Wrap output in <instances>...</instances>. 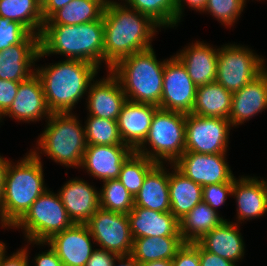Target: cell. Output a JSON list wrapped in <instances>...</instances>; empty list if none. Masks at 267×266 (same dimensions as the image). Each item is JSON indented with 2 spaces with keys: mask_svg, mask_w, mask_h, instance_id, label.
I'll return each mask as SVG.
<instances>
[{
  "mask_svg": "<svg viewBox=\"0 0 267 266\" xmlns=\"http://www.w3.org/2000/svg\"><path fill=\"white\" fill-rule=\"evenodd\" d=\"M102 18L106 70L123 58L151 48L157 28H162L150 16L127 7L124 2H106Z\"/></svg>",
  "mask_w": 267,
  "mask_h": 266,
  "instance_id": "obj_1",
  "label": "cell"
},
{
  "mask_svg": "<svg viewBox=\"0 0 267 266\" xmlns=\"http://www.w3.org/2000/svg\"><path fill=\"white\" fill-rule=\"evenodd\" d=\"M39 48L36 60L59 54L66 59L89 62L99 68L101 63H105L103 18L79 25H43Z\"/></svg>",
  "mask_w": 267,
  "mask_h": 266,
  "instance_id": "obj_2",
  "label": "cell"
},
{
  "mask_svg": "<svg viewBox=\"0 0 267 266\" xmlns=\"http://www.w3.org/2000/svg\"><path fill=\"white\" fill-rule=\"evenodd\" d=\"M23 157L16 165L10 160L6 169L0 208L3 228H12L48 188L44 184L41 155H34L30 151Z\"/></svg>",
  "mask_w": 267,
  "mask_h": 266,
  "instance_id": "obj_3",
  "label": "cell"
},
{
  "mask_svg": "<svg viewBox=\"0 0 267 266\" xmlns=\"http://www.w3.org/2000/svg\"><path fill=\"white\" fill-rule=\"evenodd\" d=\"M96 65L80 60L64 59L55 64L39 66V76L47 106L51 113L72 112L76 103L87 94L90 83L98 74Z\"/></svg>",
  "mask_w": 267,
  "mask_h": 266,
  "instance_id": "obj_4",
  "label": "cell"
},
{
  "mask_svg": "<svg viewBox=\"0 0 267 266\" xmlns=\"http://www.w3.org/2000/svg\"><path fill=\"white\" fill-rule=\"evenodd\" d=\"M158 61L153 47L123 58L111 69L127 100L159 106L165 62Z\"/></svg>",
  "mask_w": 267,
  "mask_h": 266,
  "instance_id": "obj_5",
  "label": "cell"
},
{
  "mask_svg": "<svg viewBox=\"0 0 267 266\" xmlns=\"http://www.w3.org/2000/svg\"><path fill=\"white\" fill-rule=\"evenodd\" d=\"M47 120L36 142L37 149L30 151L34 155L43 153L66 168H80L87 147L85 126L73 112L52 113Z\"/></svg>",
  "mask_w": 267,
  "mask_h": 266,
  "instance_id": "obj_6",
  "label": "cell"
},
{
  "mask_svg": "<svg viewBox=\"0 0 267 266\" xmlns=\"http://www.w3.org/2000/svg\"><path fill=\"white\" fill-rule=\"evenodd\" d=\"M185 123L186 114L158 108L146 139L135 152L159 164H173L185 152Z\"/></svg>",
  "mask_w": 267,
  "mask_h": 266,
  "instance_id": "obj_7",
  "label": "cell"
},
{
  "mask_svg": "<svg viewBox=\"0 0 267 266\" xmlns=\"http://www.w3.org/2000/svg\"><path fill=\"white\" fill-rule=\"evenodd\" d=\"M73 224L59 194L47 189L12 228L24 230L28 241L46 242Z\"/></svg>",
  "mask_w": 267,
  "mask_h": 266,
  "instance_id": "obj_8",
  "label": "cell"
},
{
  "mask_svg": "<svg viewBox=\"0 0 267 266\" xmlns=\"http://www.w3.org/2000/svg\"><path fill=\"white\" fill-rule=\"evenodd\" d=\"M265 59L244 45L225 44L218 51L216 82L230 92L242 89L266 69Z\"/></svg>",
  "mask_w": 267,
  "mask_h": 266,
  "instance_id": "obj_9",
  "label": "cell"
},
{
  "mask_svg": "<svg viewBox=\"0 0 267 266\" xmlns=\"http://www.w3.org/2000/svg\"><path fill=\"white\" fill-rule=\"evenodd\" d=\"M231 126L225 118L186 114L185 151L200 154L227 153Z\"/></svg>",
  "mask_w": 267,
  "mask_h": 266,
  "instance_id": "obj_10",
  "label": "cell"
},
{
  "mask_svg": "<svg viewBox=\"0 0 267 266\" xmlns=\"http://www.w3.org/2000/svg\"><path fill=\"white\" fill-rule=\"evenodd\" d=\"M99 249L117 255H130L133 238L127 214L99 208L85 223Z\"/></svg>",
  "mask_w": 267,
  "mask_h": 266,
  "instance_id": "obj_11",
  "label": "cell"
},
{
  "mask_svg": "<svg viewBox=\"0 0 267 266\" xmlns=\"http://www.w3.org/2000/svg\"><path fill=\"white\" fill-rule=\"evenodd\" d=\"M197 86L186 67L174 55L165 62L160 109L184 114L192 113Z\"/></svg>",
  "mask_w": 267,
  "mask_h": 266,
  "instance_id": "obj_12",
  "label": "cell"
},
{
  "mask_svg": "<svg viewBox=\"0 0 267 266\" xmlns=\"http://www.w3.org/2000/svg\"><path fill=\"white\" fill-rule=\"evenodd\" d=\"M173 165L193 182L203 186L234 183V174L226 160V153L200 154L185 151Z\"/></svg>",
  "mask_w": 267,
  "mask_h": 266,
  "instance_id": "obj_13",
  "label": "cell"
},
{
  "mask_svg": "<svg viewBox=\"0 0 267 266\" xmlns=\"http://www.w3.org/2000/svg\"><path fill=\"white\" fill-rule=\"evenodd\" d=\"M92 238V240H91ZM94 239L86 224H73L65 230L54 234L46 242L28 241L39 246L50 245L63 266H85L95 250Z\"/></svg>",
  "mask_w": 267,
  "mask_h": 266,
  "instance_id": "obj_14",
  "label": "cell"
},
{
  "mask_svg": "<svg viewBox=\"0 0 267 266\" xmlns=\"http://www.w3.org/2000/svg\"><path fill=\"white\" fill-rule=\"evenodd\" d=\"M51 114L46 103L42 82L34 73L19 83L15 99L2 116L30 123L42 121V118L48 119Z\"/></svg>",
  "mask_w": 267,
  "mask_h": 266,
  "instance_id": "obj_15",
  "label": "cell"
},
{
  "mask_svg": "<svg viewBox=\"0 0 267 266\" xmlns=\"http://www.w3.org/2000/svg\"><path fill=\"white\" fill-rule=\"evenodd\" d=\"M107 73L105 78L90 83L86 108L90 116L117 121L127 98L118 79L110 70Z\"/></svg>",
  "mask_w": 267,
  "mask_h": 266,
  "instance_id": "obj_16",
  "label": "cell"
},
{
  "mask_svg": "<svg viewBox=\"0 0 267 266\" xmlns=\"http://www.w3.org/2000/svg\"><path fill=\"white\" fill-rule=\"evenodd\" d=\"M39 50V35L30 33L21 43L0 51V79L16 82L28 79L35 73Z\"/></svg>",
  "mask_w": 267,
  "mask_h": 266,
  "instance_id": "obj_17",
  "label": "cell"
},
{
  "mask_svg": "<svg viewBox=\"0 0 267 266\" xmlns=\"http://www.w3.org/2000/svg\"><path fill=\"white\" fill-rule=\"evenodd\" d=\"M133 152L128 145H87L81 167L103 182L118 179L122 164Z\"/></svg>",
  "mask_w": 267,
  "mask_h": 266,
  "instance_id": "obj_18",
  "label": "cell"
},
{
  "mask_svg": "<svg viewBox=\"0 0 267 266\" xmlns=\"http://www.w3.org/2000/svg\"><path fill=\"white\" fill-rule=\"evenodd\" d=\"M58 194L75 224H85L100 208L99 191L84 179L73 178L66 181Z\"/></svg>",
  "mask_w": 267,
  "mask_h": 266,
  "instance_id": "obj_19",
  "label": "cell"
},
{
  "mask_svg": "<svg viewBox=\"0 0 267 266\" xmlns=\"http://www.w3.org/2000/svg\"><path fill=\"white\" fill-rule=\"evenodd\" d=\"M266 109L267 68L242 89L233 92L229 121L232 127H237Z\"/></svg>",
  "mask_w": 267,
  "mask_h": 266,
  "instance_id": "obj_20",
  "label": "cell"
},
{
  "mask_svg": "<svg viewBox=\"0 0 267 266\" xmlns=\"http://www.w3.org/2000/svg\"><path fill=\"white\" fill-rule=\"evenodd\" d=\"M133 239L142 237H182L179 220L171 212H159L134 205L127 214Z\"/></svg>",
  "mask_w": 267,
  "mask_h": 266,
  "instance_id": "obj_21",
  "label": "cell"
},
{
  "mask_svg": "<svg viewBox=\"0 0 267 266\" xmlns=\"http://www.w3.org/2000/svg\"><path fill=\"white\" fill-rule=\"evenodd\" d=\"M159 107L152 104L127 100L117 119L120 136L124 144L134 151L146 139L152 117Z\"/></svg>",
  "mask_w": 267,
  "mask_h": 266,
  "instance_id": "obj_22",
  "label": "cell"
},
{
  "mask_svg": "<svg viewBox=\"0 0 267 266\" xmlns=\"http://www.w3.org/2000/svg\"><path fill=\"white\" fill-rule=\"evenodd\" d=\"M213 48L208 43L196 41L175 54L197 87L216 81L219 48Z\"/></svg>",
  "mask_w": 267,
  "mask_h": 266,
  "instance_id": "obj_23",
  "label": "cell"
},
{
  "mask_svg": "<svg viewBox=\"0 0 267 266\" xmlns=\"http://www.w3.org/2000/svg\"><path fill=\"white\" fill-rule=\"evenodd\" d=\"M231 196H234L237 202L236 224L262 217L267 212V193L261 177L259 179L256 176H241L238 180L234 178Z\"/></svg>",
  "mask_w": 267,
  "mask_h": 266,
  "instance_id": "obj_24",
  "label": "cell"
},
{
  "mask_svg": "<svg viewBox=\"0 0 267 266\" xmlns=\"http://www.w3.org/2000/svg\"><path fill=\"white\" fill-rule=\"evenodd\" d=\"M239 228L235 222L224 220L197 243L204 250L236 264L240 259H243L245 253V243Z\"/></svg>",
  "mask_w": 267,
  "mask_h": 266,
  "instance_id": "obj_25",
  "label": "cell"
},
{
  "mask_svg": "<svg viewBox=\"0 0 267 266\" xmlns=\"http://www.w3.org/2000/svg\"><path fill=\"white\" fill-rule=\"evenodd\" d=\"M168 172V173H167ZM169 169L157 163L145 176L134 205L159 212H170Z\"/></svg>",
  "mask_w": 267,
  "mask_h": 266,
  "instance_id": "obj_26",
  "label": "cell"
},
{
  "mask_svg": "<svg viewBox=\"0 0 267 266\" xmlns=\"http://www.w3.org/2000/svg\"><path fill=\"white\" fill-rule=\"evenodd\" d=\"M169 195L170 212L178 219H182L198 203L203 201L202 186L193 182L181 173L173 164H169Z\"/></svg>",
  "mask_w": 267,
  "mask_h": 266,
  "instance_id": "obj_27",
  "label": "cell"
},
{
  "mask_svg": "<svg viewBox=\"0 0 267 266\" xmlns=\"http://www.w3.org/2000/svg\"><path fill=\"white\" fill-rule=\"evenodd\" d=\"M233 93L216 81L197 87L192 113L229 120Z\"/></svg>",
  "mask_w": 267,
  "mask_h": 266,
  "instance_id": "obj_28",
  "label": "cell"
},
{
  "mask_svg": "<svg viewBox=\"0 0 267 266\" xmlns=\"http://www.w3.org/2000/svg\"><path fill=\"white\" fill-rule=\"evenodd\" d=\"M224 220L226 219L202 201L179 220V232L185 243H194Z\"/></svg>",
  "mask_w": 267,
  "mask_h": 266,
  "instance_id": "obj_29",
  "label": "cell"
},
{
  "mask_svg": "<svg viewBox=\"0 0 267 266\" xmlns=\"http://www.w3.org/2000/svg\"><path fill=\"white\" fill-rule=\"evenodd\" d=\"M182 237H142L133 239L131 256L141 263L172 260L184 245Z\"/></svg>",
  "mask_w": 267,
  "mask_h": 266,
  "instance_id": "obj_30",
  "label": "cell"
},
{
  "mask_svg": "<svg viewBox=\"0 0 267 266\" xmlns=\"http://www.w3.org/2000/svg\"><path fill=\"white\" fill-rule=\"evenodd\" d=\"M104 0H73L56 11L44 25H79L99 20L103 16Z\"/></svg>",
  "mask_w": 267,
  "mask_h": 266,
  "instance_id": "obj_31",
  "label": "cell"
},
{
  "mask_svg": "<svg viewBox=\"0 0 267 266\" xmlns=\"http://www.w3.org/2000/svg\"><path fill=\"white\" fill-rule=\"evenodd\" d=\"M0 16L22 24L36 35L41 34L45 23L39 0H0Z\"/></svg>",
  "mask_w": 267,
  "mask_h": 266,
  "instance_id": "obj_32",
  "label": "cell"
},
{
  "mask_svg": "<svg viewBox=\"0 0 267 266\" xmlns=\"http://www.w3.org/2000/svg\"><path fill=\"white\" fill-rule=\"evenodd\" d=\"M156 164L134 151L122 164L117 180L135 197L142 187L145 176Z\"/></svg>",
  "mask_w": 267,
  "mask_h": 266,
  "instance_id": "obj_33",
  "label": "cell"
},
{
  "mask_svg": "<svg viewBox=\"0 0 267 266\" xmlns=\"http://www.w3.org/2000/svg\"><path fill=\"white\" fill-rule=\"evenodd\" d=\"M85 135L87 145H126L115 120L88 115Z\"/></svg>",
  "mask_w": 267,
  "mask_h": 266,
  "instance_id": "obj_34",
  "label": "cell"
},
{
  "mask_svg": "<svg viewBox=\"0 0 267 266\" xmlns=\"http://www.w3.org/2000/svg\"><path fill=\"white\" fill-rule=\"evenodd\" d=\"M102 186L99 190L100 208L122 214H128L132 210L134 197L119 180H106Z\"/></svg>",
  "mask_w": 267,
  "mask_h": 266,
  "instance_id": "obj_35",
  "label": "cell"
},
{
  "mask_svg": "<svg viewBox=\"0 0 267 266\" xmlns=\"http://www.w3.org/2000/svg\"><path fill=\"white\" fill-rule=\"evenodd\" d=\"M127 7L150 16L162 28L175 27V0H124Z\"/></svg>",
  "mask_w": 267,
  "mask_h": 266,
  "instance_id": "obj_36",
  "label": "cell"
},
{
  "mask_svg": "<svg viewBox=\"0 0 267 266\" xmlns=\"http://www.w3.org/2000/svg\"><path fill=\"white\" fill-rule=\"evenodd\" d=\"M247 0H207L203 13L208 12L222 25L231 27L240 17Z\"/></svg>",
  "mask_w": 267,
  "mask_h": 266,
  "instance_id": "obj_37",
  "label": "cell"
},
{
  "mask_svg": "<svg viewBox=\"0 0 267 266\" xmlns=\"http://www.w3.org/2000/svg\"><path fill=\"white\" fill-rule=\"evenodd\" d=\"M29 34L22 24L0 16V51L21 43Z\"/></svg>",
  "mask_w": 267,
  "mask_h": 266,
  "instance_id": "obj_38",
  "label": "cell"
},
{
  "mask_svg": "<svg viewBox=\"0 0 267 266\" xmlns=\"http://www.w3.org/2000/svg\"><path fill=\"white\" fill-rule=\"evenodd\" d=\"M233 185L234 183H217L203 186V202L218 212L217 208L226 202L227 196L232 195Z\"/></svg>",
  "mask_w": 267,
  "mask_h": 266,
  "instance_id": "obj_39",
  "label": "cell"
},
{
  "mask_svg": "<svg viewBox=\"0 0 267 266\" xmlns=\"http://www.w3.org/2000/svg\"><path fill=\"white\" fill-rule=\"evenodd\" d=\"M173 266H200L199 244L184 243L172 259Z\"/></svg>",
  "mask_w": 267,
  "mask_h": 266,
  "instance_id": "obj_40",
  "label": "cell"
},
{
  "mask_svg": "<svg viewBox=\"0 0 267 266\" xmlns=\"http://www.w3.org/2000/svg\"><path fill=\"white\" fill-rule=\"evenodd\" d=\"M20 82L0 79V120L15 99Z\"/></svg>",
  "mask_w": 267,
  "mask_h": 266,
  "instance_id": "obj_41",
  "label": "cell"
},
{
  "mask_svg": "<svg viewBox=\"0 0 267 266\" xmlns=\"http://www.w3.org/2000/svg\"><path fill=\"white\" fill-rule=\"evenodd\" d=\"M6 248L7 246L3 242L0 245V266H30L28 260V247L18 249V251L11 254V256H6Z\"/></svg>",
  "mask_w": 267,
  "mask_h": 266,
  "instance_id": "obj_42",
  "label": "cell"
},
{
  "mask_svg": "<svg viewBox=\"0 0 267 266\" xmlns=\"http://www.w3.org/2000/svg\"><path fill=\"white\" fill-rule=\"evenodd\" d=\"M117 256L114 252L95 248L85 266H112Z\"/></svg>",
  "mask_w": 267,
  "mask_h": 266,
  "instance_id": "obj_43",
  "label": "cell"
},
{
  "mask_svg": "<svg viewBox=\"0 0 267 266\" xmlns=\"http://www.w3.org/2000/svg\"><path fill=\"white\" fill-rule=\"evenodd\" d=\"M200 266H237L230 260L222 258L214 253L204 250L199 245Z\"/></svg>",
  "mask_w": 267,
  "mask_h": 266,
  "instance_id": "obj_44",
  "label": "cell"
},
{
  "mask_svg": "<svg viewBox=\"0 0 267 266\" xmlns=\"http://www.w3.org/2000/svg\"><path fill=\"white\" fill-rule=\"evenodd\" d=\"M207 0H175V26L181 22V17L183 16V11L185 9L184 4L188 5V7L192 10H196L202 12Z\"/></svg>",
  "mask_w": 267,
  "mask_h": 266,
  "instance_id": "obj_45",
  "label": "cell"
},
{
  "mask_svg": "<svg viewBox=\"0 0 267 266\" xmlns=\"http://www.w3.org/2000/svg\"><path fill=\"white\" fill-rule=\"evenodd\" d=\"M49 246L47 252L35 255V266H63L55 251Z\"/></svg>",
  "mask_w": 267,
  "mask_h": 266,
  "instance_id": "obj_46",
  "label": "cell"
},
{
  "mask_svg": "<svg viewBox=\"0 0 267 266\" xmlns=\"http://www.w3.org/2000/svg\"><path fill=\"white\" fill-rule=\"evenodd\" d=\"M73 0H44L42 3V14L46 22L56 11L65 7Z\"/></svg>",
  "mask_w": 267,
  "mask_h": 266,
  "instance_id": "obj_47",
  "label": "cell"
},
{
  "mask_svg": "<svg viewBox=\"0 0 267 266\" xmlns=\"http://www.w3.org/2000/svg\"><path fill=\"white\" fill-rule=\"evenodd\" d=\"M9 161L10 160L0 155V208L4 195V178Z\"/></svg>",
  "mask_w": 267,
  "mask_h": 266,
  "instance_id": "obj_48",
  "label": "cell"
},
{
  "mask_svg": "<svg viewBox=\"0 0 267 266\" xmlns=\"http://www.w3.org/2000/svg\"><path fill=\"white\" fill-rule=\"evenodd\" d=\"M116 261L118 264L116 265ZM112 266H140V263L136 261L131 255H118L114 259Z\"/></svg>",
  "mask_w": 267,
  "mask_h": 266,
  "instance_id": "obj_49",
  "label": "cell"
},
{
  "mask_svg": "<svg viewBox=\"0 0 267 266\" xmlns=\"http://www.w3.org/2000/svg\"><path fill=\"white\" fill-rule=\"evenodd\" d=\"M140 266H173L172 260H156L147 263H141Z\"/></svg>",
  "mask_w": 267,
  "mask_h": 266,
  "instance_id": "obj_50",
  "label": "cell"
},
{
  "mask_svg": "<svg viewBox=\"0 0 267 266\" xmlns=\"http://www.w3.org/2000/svg\"><path fill=\"white\" fill-rule=\"evenodd\" d=\"M266 180V181H265ZM261 179V181H262V183H263V185H264V188H265V191H266V193H267V179Z\"/></svg>",
  "mask_w": 267,
  "mask_h": 266,
  "instance_id": "obj_51",
  "label": "cell"
}]
</instances>
